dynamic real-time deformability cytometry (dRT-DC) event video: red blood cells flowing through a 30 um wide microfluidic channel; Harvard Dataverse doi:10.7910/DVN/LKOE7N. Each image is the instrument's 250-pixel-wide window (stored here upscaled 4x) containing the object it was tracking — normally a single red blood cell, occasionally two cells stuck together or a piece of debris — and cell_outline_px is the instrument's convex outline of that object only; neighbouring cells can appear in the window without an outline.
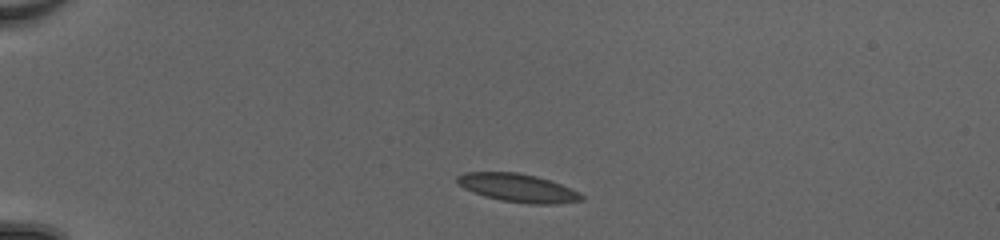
{"species": "common noctule bat (a hibernating species)", "species_latin": "Nyctalus noctula", "temperature_condition": "cold", "stored_images_in_passage": 40, "camera_frame_rate_fps": 3000, "um_per_image_px": 0.085, "animal": {"sex": "female", "body_mass_g": 20.0, "forearm_length_mm": 54.0}, "frame": {"image": 1, "passage_image": 1, "time_ms": 0.0, "image_size_px": [1000, 240], "cell_outline_px": [[584, 200], [556, 204], [528, 204], [500, 200], [484, 196], [464, 188], [456, 180], [456, 176], [464, 172], [516, 172], [536, 176], [560, 184], [580, 192], [584, 196]], "centroid_in_image_um": [44.03, 15.98], "position_along_channel_um": 41.0, "area_um2": 20.46}}
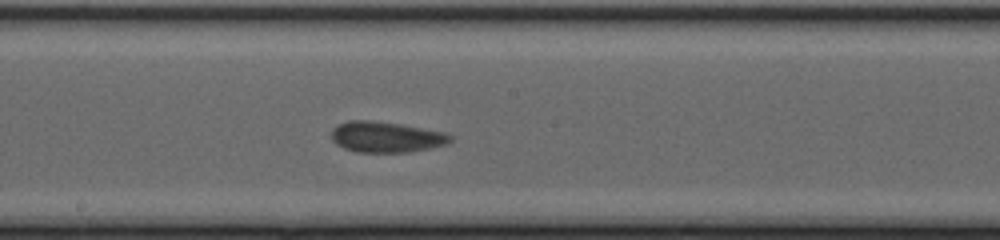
{"frame": {"image": 2, "passage_image": 18, "time_ms": 5.667, "image_size_px": [1000, 240], "cell_outline_px": [[452, 140], [444, 144], [428, 148], [408, 152], [356, 152], [344, 148], [336, 144], [332, 140], [332, 128], [348, 120], [372, 120], [400, 124], [444, 132], [452, 136]], "centroid_in_image_um": [32.78, 11.64], "position_along_channel_um": 215.4, "area_um2": 21.15}}
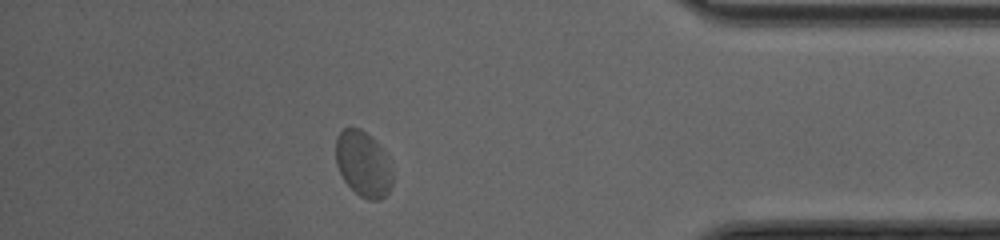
{"frame": {"image": 3, "passage_image": 34, "time_ms": 11.0, "image_size_px": [1000, 240], "cell_outline_px": [[392, 184], [388, 192], [380, 200], [368, 200], [360, 196], [344, 180], [336, 164], [336, 136], [344, 128], [360, 128], [376, 140], [388, 156], [392, 168]], "centroid_in_image_um": [30.89, 13.92], "position_along_channel_um": 404.3, "area_um2": 21.79}, "authors_computed_cell_mechanics": {"area_um2": 20.7502, "velocity_mm_per_s": 4.0634, "shape_relaxation_time_tau1_ms": 4.2512, "shape_relaxation_time_tau2_ms": null, "deformation_change_tau1": 0.0773, "deformation_change_tau2": null}}